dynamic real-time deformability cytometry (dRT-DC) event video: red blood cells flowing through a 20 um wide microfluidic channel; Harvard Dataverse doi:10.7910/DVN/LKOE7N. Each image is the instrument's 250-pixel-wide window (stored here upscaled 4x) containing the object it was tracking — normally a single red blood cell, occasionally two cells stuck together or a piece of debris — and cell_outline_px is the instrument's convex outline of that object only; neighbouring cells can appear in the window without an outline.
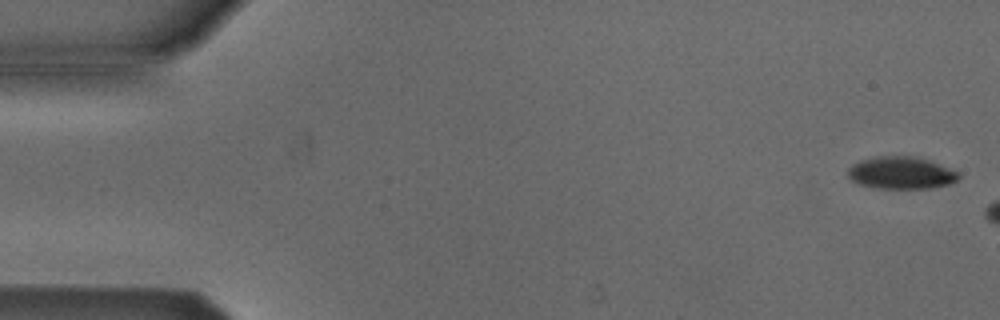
{"species": "Egyptian fruit bat (a non-hibernating species)", "species_latin": "Rousettus aegyptiacus", "temperature_condition": "cold", "stored_images_in_passage": 3, "camera_frame_rate_fps": 3000, "um_per_image_px": 0.085, "animal": {"sex": "male"}, "frame": {"image": 1, "passage_image": 1, "time_ms": 0.0, "image_size_px": [1000, 320], "cell_outline_px": [[960, 176], [956, 180], [948, 184], [932, 188], [872, 188], [860, 184], [852, 180], [848, 176], [848, 168], [852, 164], [860, 160], [876, 156], [912, 156], [928, 160], [960, 172]], "centroid_in_image_um": [76.58, 14.69], "position_along_channel_um": 8.4, "area_um2": 20.81}}